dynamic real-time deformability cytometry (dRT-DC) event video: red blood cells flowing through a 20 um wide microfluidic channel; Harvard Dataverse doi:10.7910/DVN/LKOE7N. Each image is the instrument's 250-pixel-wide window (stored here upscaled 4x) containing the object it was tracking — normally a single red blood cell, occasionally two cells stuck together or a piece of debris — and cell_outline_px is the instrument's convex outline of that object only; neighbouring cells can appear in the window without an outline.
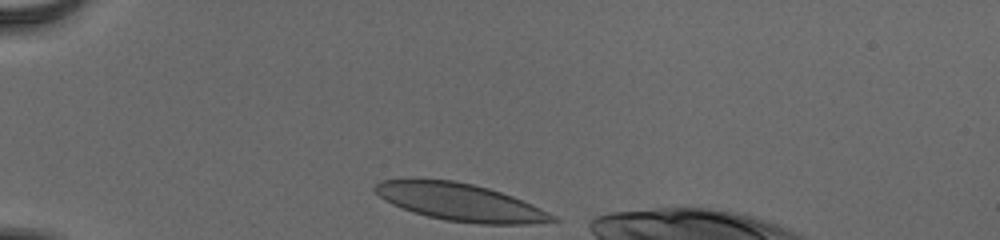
{"species": "human", "species_latin": "Homo sapiens", "temperature_condition": "cold", "stored_images_in_passage": 33, "camera_frame_rate_fps": 3000, "um_per_image_px": 0.085, "donor": {"sex": "male"}, "frame": {"image": 1, "passage_image": 1, "time_ms": 0.0, "image_size_px": [1000, 240], "cell_outline_px": [[560, 220], [528, 224], [480, 224], [444, 220], [412, 212], [392, 204], [384, 200], [372, 188], [380, 180], [412, 176], [456, 180], [488, 188], [512, 196], [532, 204], [556, 216]], "centroid_in_image_um": [39.02, 17.14], "position_along_channel_um": 46.0, "area_um2": 39.42}}
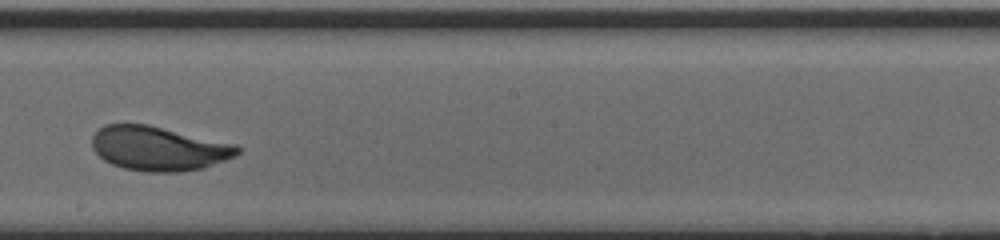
{"frame": {"image": 2, "passage_image": 19, "time_ms": 6.0, "image_size_px": [1000, 240], "cell_outline_px": [[240, 152], [236, 156], [204, 168], [180, 172], [148, 172], [124, 168], [112, 164], [104, 160], [92, 148], [92, 136], [104, 124], [148, 124], [236, 144], [240, 148]], "centroid_in_image_um": [13.5, 12.62], "position_along_channel_um": 234.7, "area_um2": 37.63}}
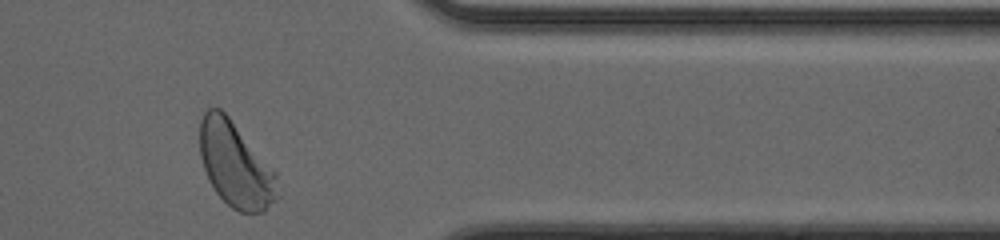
{"frame": {"image": 3, "passage_image": 32, "time_ms": 10.333, "image_size_px": [1000, 240], "cell_outline_px": [[280, 196], [264, 212], [240, 212], [232, 208], [216, 192], [204, 168], [200, 156], [200, 120], [204, 112], [208, 108], [220, 108], [228, 116], [276, 172]], "centroid_in_image_um": [20.04, 14.01], "position_along_channel_um": 391.4, "area_um2": 38.26}, "authors_computed_cell_mechanics": {"area_um2": 38.0902, "velocity_mm_per_s": 3.8383, "shape_relaxation_time_tau1_ms": 2.4473, "shape_relaxation_time_tau2_ms": null, "deformation_change_tau1": 0.1307, "deformation_change_tau2": null}}